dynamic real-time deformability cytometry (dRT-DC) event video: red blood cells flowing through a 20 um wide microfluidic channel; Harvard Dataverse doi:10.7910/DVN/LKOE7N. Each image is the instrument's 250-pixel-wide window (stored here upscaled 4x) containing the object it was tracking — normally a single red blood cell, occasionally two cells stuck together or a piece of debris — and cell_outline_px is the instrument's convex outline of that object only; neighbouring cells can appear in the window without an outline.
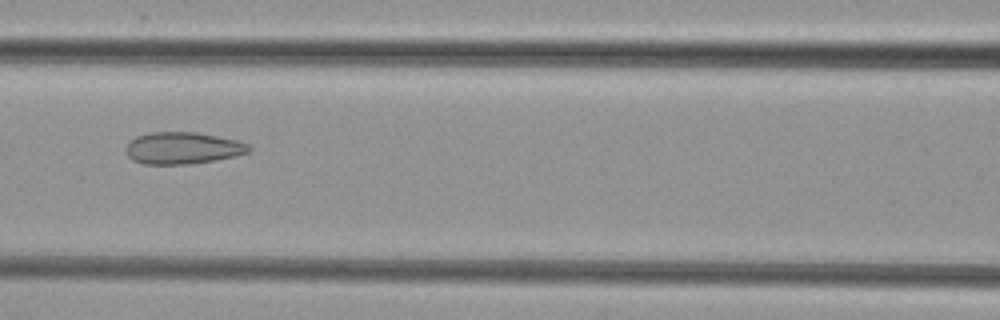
{"species": "common noctule bat (a hibernating species)", "species_latin": "Nyctalus noctula", "temperature_condition": "cold", "stored_images_in_passage": 8, "camera_frame_rate_fps": 3000, "um_per_image_px": 0.085, "animal": {"sex": "female", "body_mass_g": 29.2, "forearm_length_mm": 56.3}, "frame": {"image": 1, "passage_image": 8, "time_ms": 9.667, "image_size_px": [1000, 320], "cell_outline_px": [[252, 148], [248, 152], [232, 156], [212, 160], [188, 164], [144, 164], [132, 160], [128, 156], [124, 148], [136, 136], [152, 132], [196, 132], [236, 140], [248, 144]], "centroid_in_image_um": [15.49, 12.58], "position_along_channel_um": 151.1, "area_um2": 22.6}}